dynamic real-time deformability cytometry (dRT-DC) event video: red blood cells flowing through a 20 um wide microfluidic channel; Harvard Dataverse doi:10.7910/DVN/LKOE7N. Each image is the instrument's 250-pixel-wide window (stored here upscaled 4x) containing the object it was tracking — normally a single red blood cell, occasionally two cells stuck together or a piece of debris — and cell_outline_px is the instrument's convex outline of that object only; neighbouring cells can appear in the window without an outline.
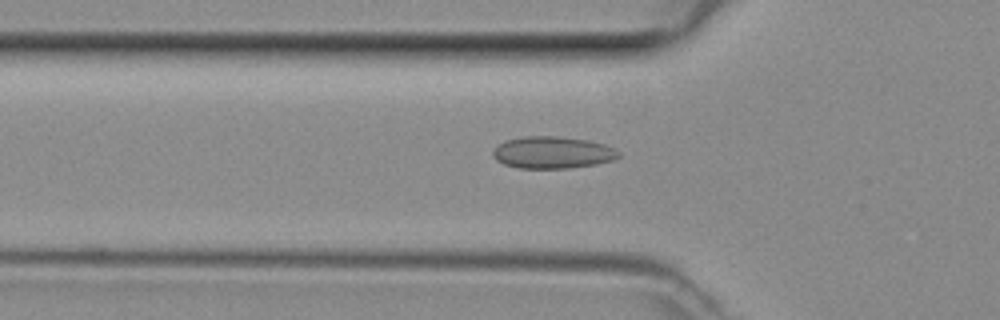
{"species": "common noctule bat (a hibernating species)", "species_latin": "Nyctalus noctula", "temperature_condition": "room temperature", "stored_images_in_passage": 41, "camera_frame_rate_fps": 3000, "um_per_image_px": 0.085, "animal": {"sex": "female", "body_mass_g": 29.2, "forearm_length_mm": 56.3}, "frame": {"image": 1, "passage_image": 9, "time_ms": 2.667, "image_size_px": [1000, 320], "cell_outline_px": [[620, 156], [612, 160], [596, 164], [568, 168], [520, 168], [504, 164], [496, 160], [492, 156], [492, 152], [500, 144], [508, 140], [524, 136], [556, 136], [588, 140], [604, 144], [620, 152]], "centroid_in_image_um": [46.97, 12.96], "position_along_channel_um": 78.8, "area_um2": 23.24}}
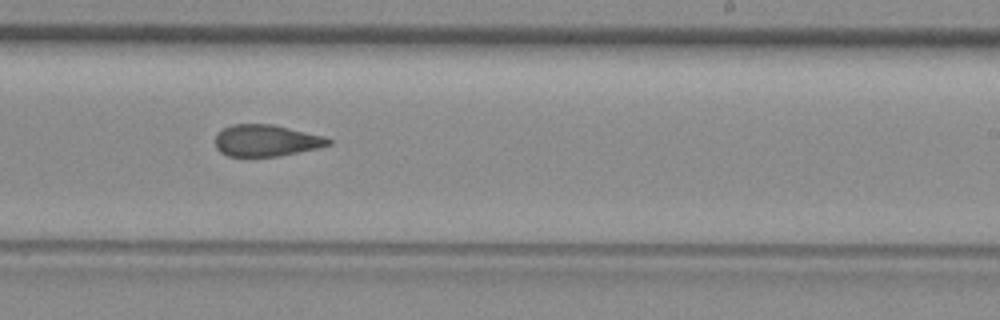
{"frame": {"image": 2, "passage_image": 22, "time_ms": 7.0, "image_size_px": [1000, 320], "cell_outline_px": [[332, 144], [316, 148], [276, 156], [228, 156], [220, 152], [216, 148], [216, 136], [224, 128], [232, 124], [272, 124], [324, 136], [332, 140]], "centroid_in_image_um": [22.62, 11.94], "position_along_channel_um": 266.4, "area_um2": 20.58}}
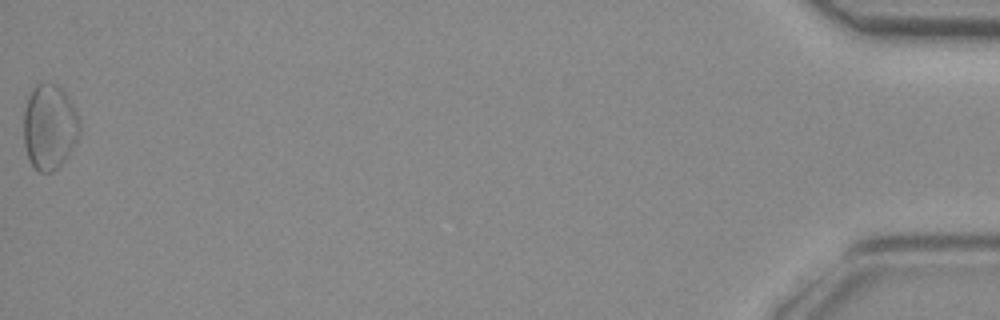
{"frame": {"image": 3, "passage_image": 41, "time_ms": 13.333, "image_size_px": [1000, 320], "cell_outline_px": [[80, 136], [60, 164], [52, 172], [40, 172], [28, 160], [24, 144], [24, 108], [28, 96], [32, 88], [36, 84], [56, 84], [68, 96], [80, 116]], "centroid_in_image_um": [4.21, 10.76], "position_along_channel_um": 431.0, "area_um2": 27.86}}